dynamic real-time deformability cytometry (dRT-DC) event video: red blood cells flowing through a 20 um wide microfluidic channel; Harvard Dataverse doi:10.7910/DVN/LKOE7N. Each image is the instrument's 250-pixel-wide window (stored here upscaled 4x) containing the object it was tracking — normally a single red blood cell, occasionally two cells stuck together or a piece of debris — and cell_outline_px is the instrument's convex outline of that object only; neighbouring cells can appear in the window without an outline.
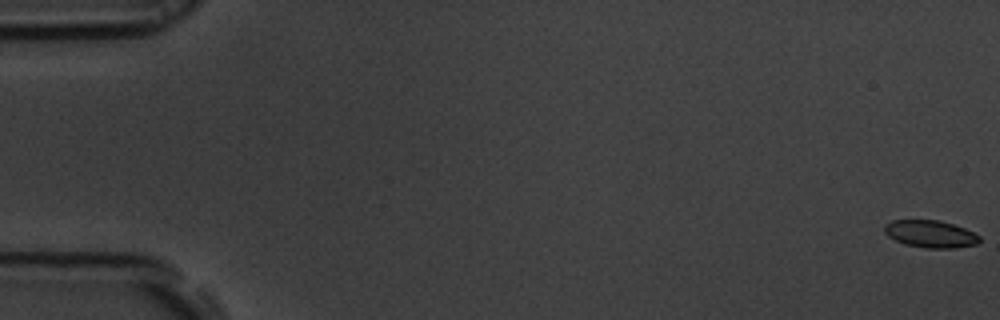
{"species": "common noctule bat (a hibernating species)", "species_latin": "Nyctalus noctula", "temperature_condition": "room temperature", "stored_images_in_passage": 56, "camera_frame_rate_fps": 3000, "um_per_image_px": 0.085, "animal": {"sex": "male", "body_mass_g": 19.5, "forearm_length_mm": 54.6}, "frame": {"image": 1, "passage_image": 1, "time_ms": 0.0, "image_size_px": [1000, 320], "cell_outline_px": [[980, 240], [976, 244], [952, 248], [924, 248], [904, 244], [888, 236], [884, 232], [884, 224], [892, 220], [940, 220], [964, 228], [980, 236]], "centroid_in_image_um": [79.05, 19.88], "position_along_channel_um": 5.9, "area_um2": 15.09}}
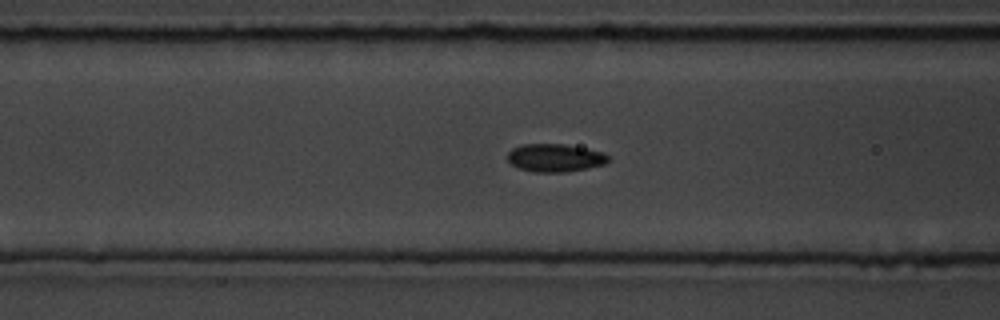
{"frame": {"image": 2, "passage_image": 23, "time_ms": 7.333, "image_size_px": [1000, 320], "cell_outline_px": [[608, 160], [604, 164], [588, 168], [564, 172], [532, 172], [516, 168], [508, 160], [508, 152], [512, 148], [524, 144], [564, 144], [604, 152], [608, 156]], "centroid_in_image_um": [47.15, 13.42], "position_along_channel_um": 119.5, "area_um2": 16.42}}
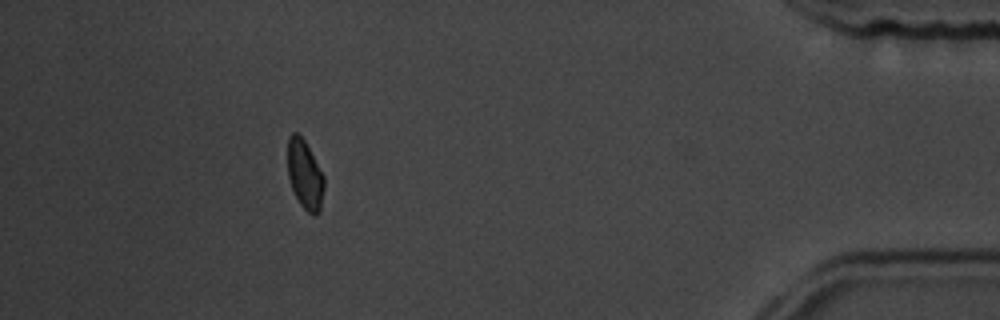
{"frame": {"image": 3, "passage_image": 51, "time_ms": 16.667, "image_size_px": [1000, 320], "cell_outline_px": [[324, 188], [320, 212], [316, 216], [312, 216], [300, 204], [292, 188], [288, 176], [288, 136], [292, 132], [296, 132], [304, 140], [324, 176]], "centroid_in_image_um": [25.92, 14.88], "position_along_channel_um": 409.3, "area_um2": 14.62}, "authors_computed_cell_mechanics": {"area_um2": 15.6638, "velocity_mm_per_s": 3.7018, "shape_relaxation_time_tau1_ms": 4.3531, "shape_relaxation_time_tau2_ms": null, "deformation_change_tau1": 0.0813, "deformation_change_tau2": null}}